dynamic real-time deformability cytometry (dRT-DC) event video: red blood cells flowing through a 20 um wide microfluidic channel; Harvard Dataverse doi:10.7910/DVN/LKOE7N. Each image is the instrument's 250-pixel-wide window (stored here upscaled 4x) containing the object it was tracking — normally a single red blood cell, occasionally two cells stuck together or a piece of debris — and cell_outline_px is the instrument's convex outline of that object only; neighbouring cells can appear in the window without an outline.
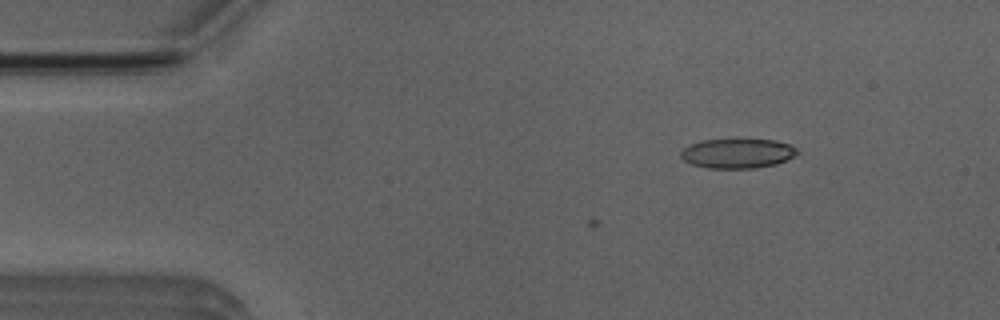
{"species": "Egyptian fruit bat (a non-hibernating species)", "species_latin": "Rousettus aegyptiacus", "temperature_condition": "room temperature", "stored_images_in_passage": 7, "camera_frame_rate_fps": 3000, "um_per_image_px": 0.085, "animal": {"sex": "male"}, "frame": {"image": 1, "passage_image": 7, "time_ms": 2.0, "image_size_px": [1000, 320], "cell_outline_px": [[800, 152], [776, 164], [756, 168], [708, 168], [692, 164], [684, 160], [680, 156], [680, 152], [684, 148], [700, 140], [736, 136], [776, 140], [788, 144], [796, 148]], "centroid_in_image_um": [62.67, 12.98], "position_along_channel_um": 22.3, "area_um2": 20.92}}